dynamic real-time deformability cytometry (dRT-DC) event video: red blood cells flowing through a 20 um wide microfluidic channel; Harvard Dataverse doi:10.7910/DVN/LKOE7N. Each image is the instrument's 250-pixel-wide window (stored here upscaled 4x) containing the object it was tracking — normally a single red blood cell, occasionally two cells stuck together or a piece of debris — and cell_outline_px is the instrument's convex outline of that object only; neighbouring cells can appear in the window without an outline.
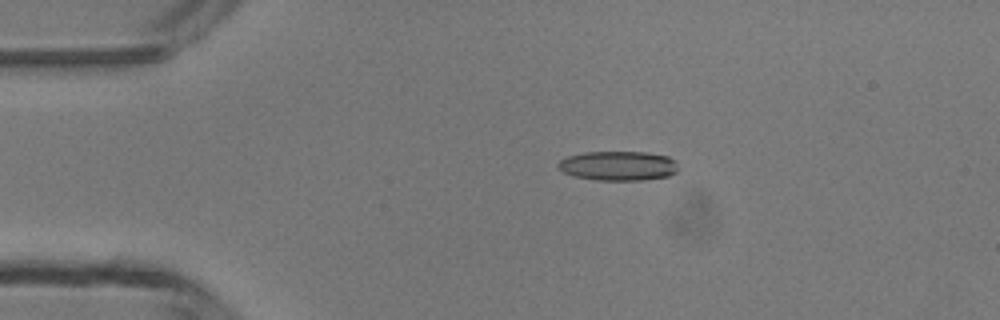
{"species": "common noctule bat (a hibernating species)", "species_latin": "Nyctalus noctula", "temperature_condition": "room temperature", "stored_images_in_passage": 3, "camera_frame_rate_fps": 3000, "um_per_image_px": 0.085, "animal": {"sex": "male", "body_mass_g": 13.3}, "frame": {"image": 1, "passage_image": 2, "time_ms": 1.0, "image_size_px": [1000, 320], "cell_outline_px": [[680, 168], [676, 172], [668, 176], [644, 180], [596, 180], [572, 176], [564, 172], [556, 164], [560, 160], [568, 156], [584, 152], [648, 152], [668, 156]], "centroid_in_image_um": [52.55, 14.09], "position_along_channel_um": 32.5, "area_um2": 20.69}}